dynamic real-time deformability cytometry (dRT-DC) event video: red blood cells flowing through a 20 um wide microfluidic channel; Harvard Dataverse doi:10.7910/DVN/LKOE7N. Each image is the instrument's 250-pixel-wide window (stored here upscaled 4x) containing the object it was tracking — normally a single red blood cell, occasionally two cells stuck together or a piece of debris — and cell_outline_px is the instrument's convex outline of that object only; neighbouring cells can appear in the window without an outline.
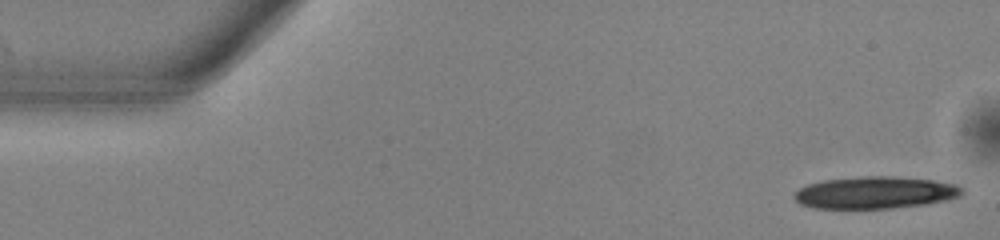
{"species": "common noctule bat (a hibernating species)", "species_latin": "Nyctalus noctula", "temperature_condition": "warm", "stored_images_in_passage": 51, "camera_frame_rate_fps": 3000, "um_per_image_px": 0.085, "animal": {"sex": "male", "body_mass_g": 13.0, "forearm_length_mm": 53.1}, "frame": {"image": 1, "passage_image": 1, "time_ms": 0.0, "image_size_px": [1000, 240], "cell_outline_px": [[964, 192], [960, 196], [944, 200], [924, 204], [892, 208], [812, 208], [800, 204], [792, 196], [792, 192], [808, 184], [824, 180], [860, 176], [896, 176], [932, 180], [956, 184], [964, 188]], "centroid_in_image_um": [74.36, 16.36], "position_along_channel_um": 10.6, "area_um2": 31.5}}
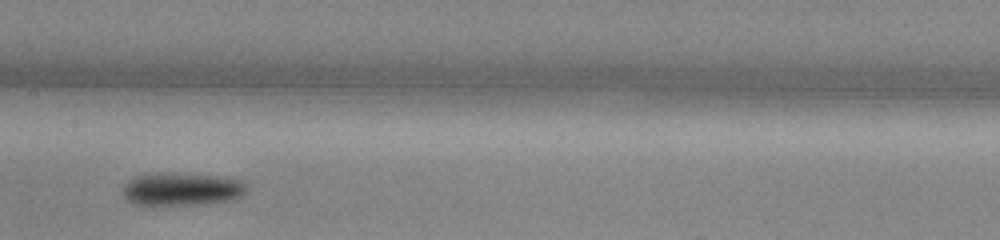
{"frame": {"image": 2, "passage_image": 25, "time_ms": 8.0, "image_size_px": [1000, 240], "cell_outline_px": [[248, 188], [240, 196], [232, 200], [188, 204], [136, 204], [128, 200], [124, 196], [124, 184], [128, 180], [136, 176], [148, 172], [176, 172], [216, 176], [244, 180]], "centroid_in_image_um": [15.44, 16.03], "position_along_channel_um": 192.0, "area_um2": 23.76}}
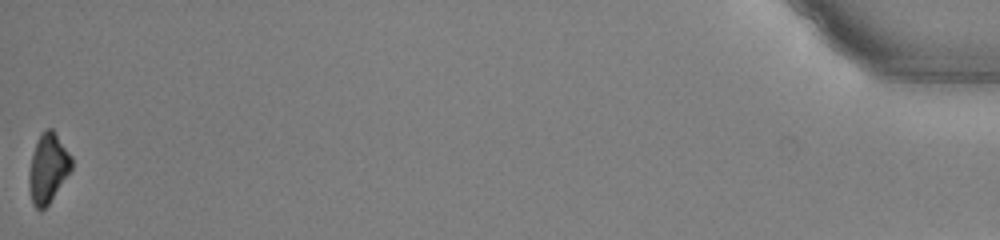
{"frame": {"image": 3, "passage_image": 51, "time_ms": 16.667, "image_size_px": [1000, 240], "cell_outline_px": [[72, 168], [48, 204], [40, 212], [32, 204], [28, 184], [28, 172], [36, 140], [40, 132], [44, 128], [52, 128], [72, 156]], "centroid_in_image_um": [4.05, 14.27], "position_along_channel_um": 431.1, "area_um2": 17.28}, "authors_computed_cell_mechanics": {"area_um2": 22.4264, "velocity_mm_per_s": 3.9689, "shape_relaxation_time_tau1_ms": 2.5748, "shape_relaxation_time_tau2_ms": null, "deformation_change_tau1": 0.1144, "deformation_change_tau2": null}}